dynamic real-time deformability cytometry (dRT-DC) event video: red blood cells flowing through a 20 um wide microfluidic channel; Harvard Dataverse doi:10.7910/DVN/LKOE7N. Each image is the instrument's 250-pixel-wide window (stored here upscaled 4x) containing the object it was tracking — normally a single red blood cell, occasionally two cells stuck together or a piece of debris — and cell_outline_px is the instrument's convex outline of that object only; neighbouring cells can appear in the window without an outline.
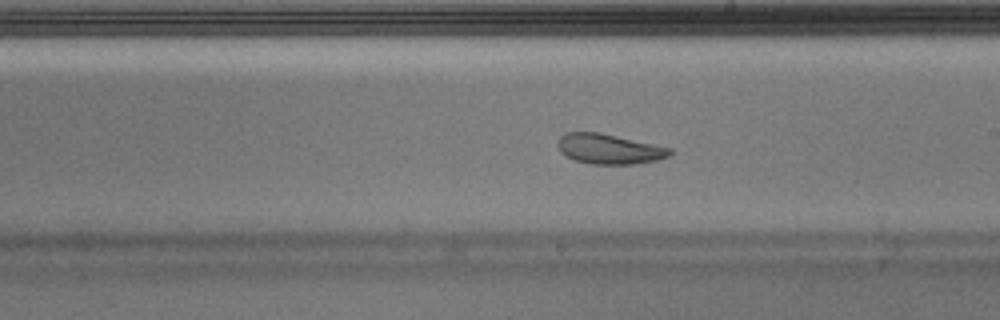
{"species": "Egyptian fruit bat (a non-hibernating species)", "species_latin": "Rousettus aegyptiacus", "temperature_condition": "warm", "stored_images_in_passage": 47, "camera_frame_rate_fps": 3000, "um_per_image_px": 0.085, "animal": {"sex": "male"}, "frame": {"image": 1, "passage_image": 26, "time_ms": 8.333, "image_size_px": [1000, 320], "cell_outline_px": [[672, 152], [668, 156], [656, 160], [632, 164], [592, 164], [576, 160], [564, 156], [560, 152], [556, 144], [560, 136], [564, 132], [600, 132], [672, 148]], "centroid_in_image_um": [51.73, 12.65], "position_along_channel_um": 237.3, "area_um2": 19.71}}
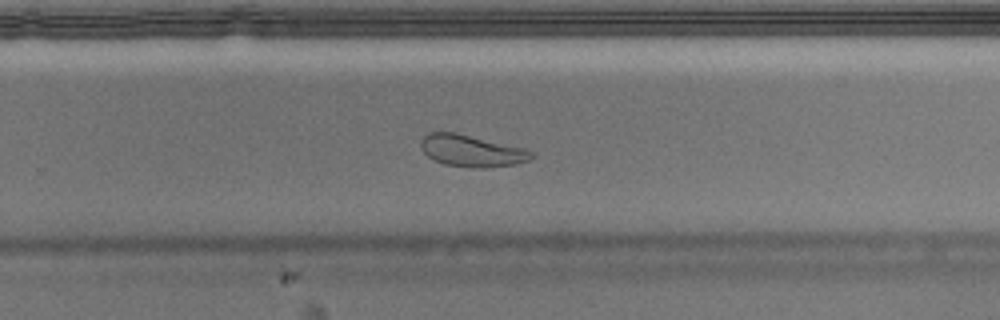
{"frame": {"image": 2, "passage_image": 30, "time_ms": 9.667, "image_size_px": [1000, 320], "cell_outline_px": [[536, 156], [528, 160], [516, 164], [480, 168], [472, 168], [444, 164], [428, 156], [420, 148], [420, 140], [428, 132], [452, 132], [524, 148], [532, 152]], "centroid_in_image_um": [40.07, 12.82], "position_along_channel_um": 289.7, "area_um2": 20.23}}
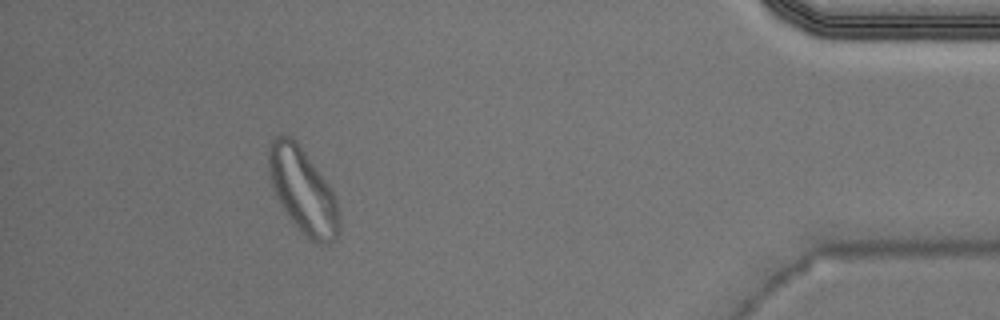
{"frame": {"image": 3, "passage_image": 43, "time_ms": 14.0, "image_size_px": [1000, 320], "cell_outline_px": [[340, 228], [336, 236], [328, 244], [316, 244], [300, 232], [288, 216], [276, 196], [268, 176], [268, 148], [272, 140], [276, 136], [288, 136], [296, 140], [328, 184], [336, 200], [340, 212]], "centroid_in_image_um": [25.74, 16.24], "position_along_channel_um": 409.5, "area_um2": 34.85}, "authors_computed_cell_mechanics": {"area_um2": 21.097, "velocity_mm_per_s": 3.9517, "shape_relaxation_time_tau1_ms": null, "shape_relaxation_time_tau2_ms": 2.0825, "deformation_change_tau1": null, "deformation_change_tau2": 0.0724}}